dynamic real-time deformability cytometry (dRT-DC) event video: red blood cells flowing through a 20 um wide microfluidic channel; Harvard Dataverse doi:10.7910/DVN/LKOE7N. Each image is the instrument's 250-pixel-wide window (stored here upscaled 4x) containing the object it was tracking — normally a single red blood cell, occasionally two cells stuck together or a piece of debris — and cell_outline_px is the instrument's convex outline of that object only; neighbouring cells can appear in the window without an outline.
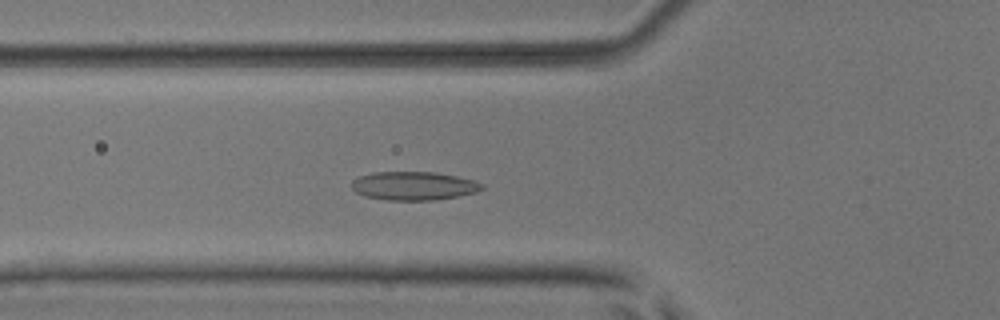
{"species": "common noctule bat (a hibernating species)", "species_latin": "Nyctalus noctula", "temperature_condition": "room temperature", "stored_images_in_passage": 48, "camera_frame_rate_fps": 3000, "um_per_image_px": 0.085, "animal": {"sex": "male", "body_mass_g": 17.9, "forearm_length_mm": 54.2}, "frame": {"image": 1, "passage_image": 15, "time_ms": 4.667, "image_size_px": [1000, 320], "cell_outline_px": [[484, 188], [476, 192], [456, 196], [432, 200], [388, 200], [364, 196], [356, 192], [352, 188], [352, 180], [360, 176], [372, 172], [432, 172], [456, 176], [476, 180], [484, 184]], "centroid_in_image_um": [35.17, 15.79], "position_along_channel_um": 90.6, "area_um2": 21.62}}
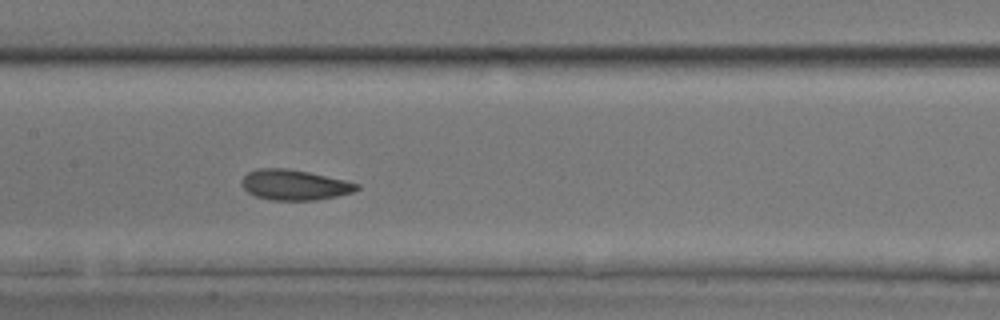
{"frame": {"image": 2, "passage_image": 22, "time_ms": 7.0, "image_size_px": [1000, 320], "cell_outline_px": [[360, 188], [352, 192], [336, 196], [316, 200], [272, 200], [256, 196], [248, 192], [244, 188], [240, 180], [248, 172], [260, 168], [284, 168], [308, 172], [344, 180], [360, 184]], "centroid_in_image_um": [25.02, 15.71], "position_along_channel_um": 182.4, "area_um2": 20.17}}
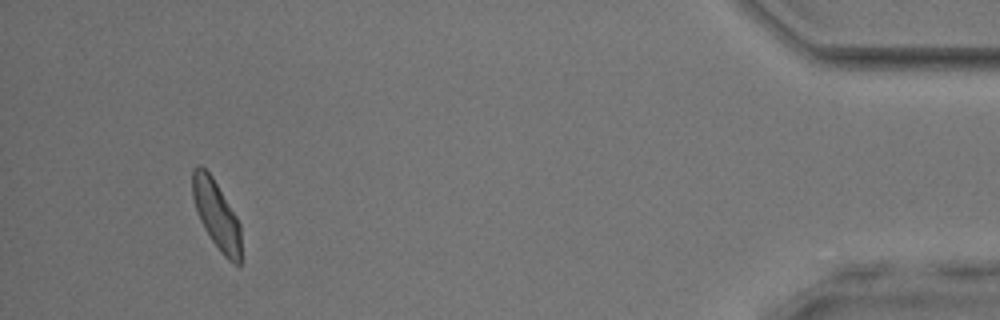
{"frame": {"image": 3, "passage_image": 45, "time_ms": 14.667, "image_size_px": [1000, 320], "cell_outline_px": [[240, 264], [236, 264], [228, 260], [220, 252], [204, 228], [196, 212], [192, 196], [192, 168], [196, 164], [200, 164], [212, 176], [236, 216], [240, 224]], "centroid_in_image_um": [18.36, 18.21], "position_along_channel_um": 416.8, "area_um2": 19.31}, "authors_computed_cell_mechanics": {"area_um2": 20.1722, "velocity_mm_per_s": 3.9404, "shape_relaxation_time_tau1_ms": 4.709, "shape_relaxation_time_tau2_ms": 2.4437, "deformation_change_tau1": 0.1108, "deformation_change_tau2": 0.0896}}